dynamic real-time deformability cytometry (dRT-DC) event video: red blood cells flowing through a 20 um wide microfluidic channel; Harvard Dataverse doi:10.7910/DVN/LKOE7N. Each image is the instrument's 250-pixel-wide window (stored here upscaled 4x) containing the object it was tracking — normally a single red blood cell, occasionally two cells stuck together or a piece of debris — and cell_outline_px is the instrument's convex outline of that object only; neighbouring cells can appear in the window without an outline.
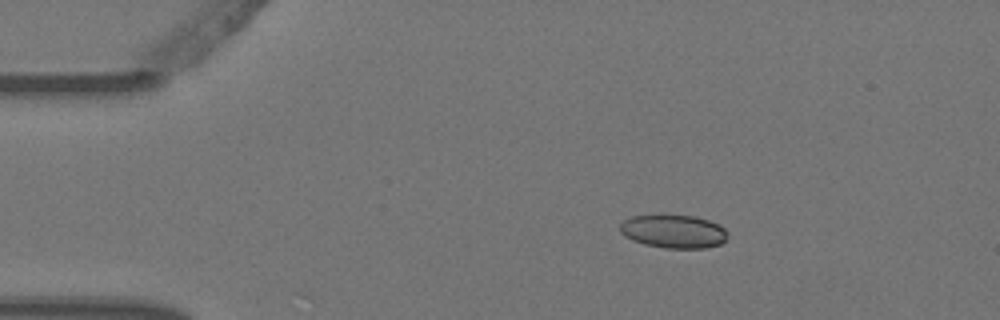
{"species": "Egyptian fruit bat (a non-hibernating species)", "species_latin": "Rousettus aegyptiacus", "temperature_condition": "warm", "stored_images_in_passage": 3, "camera_frame_rate_fps": 3000, "um_per_image_px": 0.085, "animal": {"sex": "female"}, "frame": {"image": 1, "passage_image": 1, "time_ms": 0.0, "image_size_px": [1000, 320], "cell_outline_px": [[728, 240], [720, 244], [704, 248], [664, 248], [644, 244], [632, 240], [624, 236], [620, 232], [620, 224], [624, 220], [632, 216], [696, 216], [720, 224], [728, 232]], "centroid_in_image_um": [57.29, 19.68], "position_along_channel_um": 27.7, "area_um2": 20.92}}
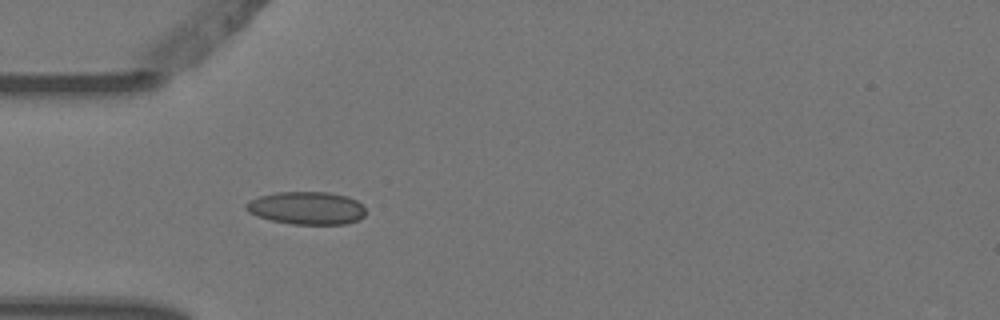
{"frame": {"image": 2, "passage_image": 3, "time_ms": 0.667, "image_size_px": [1000, 320], "cell_outline_px": [[364, 216], [356, 220], [344, 224], [292, 224], [272, 220], [256, 216], [248, 212], [244, 208], [244, 204], [248, 200], [260, 196], [276, 192], [328, 192], [348, 196], [356, 200], [364, 208]], "centroid_in_image_um": [26.01, 17.67], "position_along_channel_um": 59.0, "area_um2": 22.89}}